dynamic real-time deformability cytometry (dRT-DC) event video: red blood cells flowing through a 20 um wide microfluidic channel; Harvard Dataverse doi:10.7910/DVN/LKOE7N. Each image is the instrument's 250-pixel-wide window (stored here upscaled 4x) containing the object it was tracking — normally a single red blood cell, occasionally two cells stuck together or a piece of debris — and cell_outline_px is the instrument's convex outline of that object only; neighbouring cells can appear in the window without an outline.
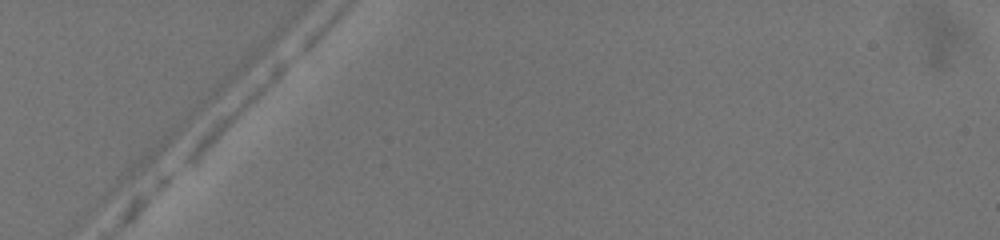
{"species": "common noctule bat (a hibernating species)", "species_latin": "Nyctalus noctula", "temperature_condition": "warm", "stored_images_in_passage": 3, "camera_frame_rate_fps": 3000, "um_per_image_px": 0.085, "animal": {"sex": "female", "body_mass_g": 19.5, "forearm_length_mm": 54.1}, "frame": {"image": 1, "passage_image": 1, "time_ms": 0.0, "image_size_px": [1000, 240], "cell_outline_px": [[296, 52], [292, 60], [236, 116], [188, 160], [184, 160], [184, 156], [196, 136], [212, 120], [276, 60], [284, 56]], "centroid_in_image_um": [20.19, 8.94], "position_along_channel_um": 64.8, "area_um2": 12.6}}